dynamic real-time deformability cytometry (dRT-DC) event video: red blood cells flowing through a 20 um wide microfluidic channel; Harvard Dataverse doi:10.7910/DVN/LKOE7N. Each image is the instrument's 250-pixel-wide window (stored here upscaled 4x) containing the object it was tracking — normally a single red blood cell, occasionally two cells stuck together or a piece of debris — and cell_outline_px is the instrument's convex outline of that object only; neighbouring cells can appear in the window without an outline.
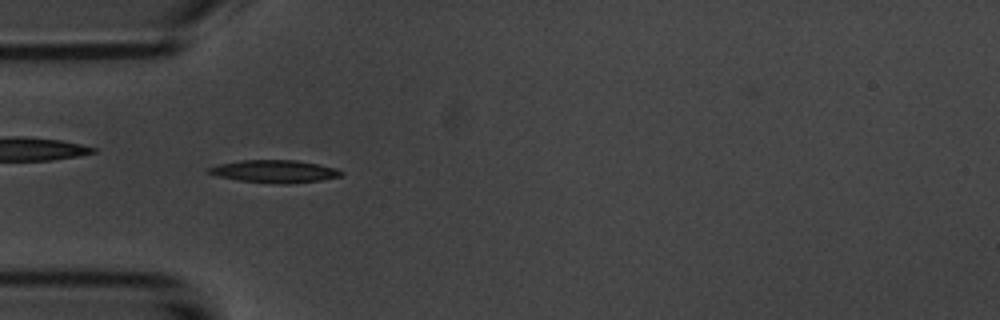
{"species": "common noctule bat (a hibernating species)", "species_latin": "Nyctalus noctula", "temperature_condition": "room temperature", "stored_images_in_passage": 28, "camera_frame_rate_fps": 3000, "um_per_image_px": 0.085, "animal": {"sex": "male", "body_mass_g": 20.1, "forearm_length_mm": 53.5}, "frame": {"image": 1, "passage_image": 5, "time_ms": 1.333, "image_size_px": [1000, 320], "cell_outline_px": [[344, 172], [340, 176], [320, 180], [288, 184], [240, 180], [220, 176], [208, 172], [208, 168], [220, 164], [240, 160], [296, 160], [336, 168]], "centroid_in_image_um": [23.37, 14.55], "position_along_channel_um": 61.6, "area_um2": 16.99}}